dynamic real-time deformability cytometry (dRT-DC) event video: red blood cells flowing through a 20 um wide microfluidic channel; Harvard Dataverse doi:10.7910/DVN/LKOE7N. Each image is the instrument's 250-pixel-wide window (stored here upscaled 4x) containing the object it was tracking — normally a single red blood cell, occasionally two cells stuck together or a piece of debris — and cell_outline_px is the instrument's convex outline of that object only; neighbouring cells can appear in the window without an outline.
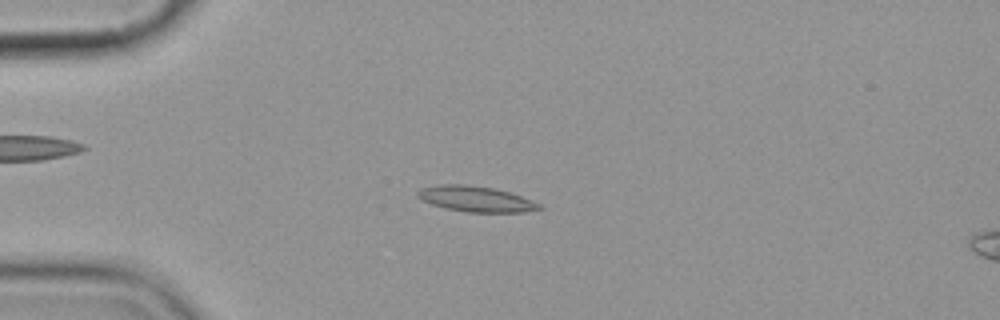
{"species": "common noctule bat (a hibernating species)", "species_latin": "Nyctalus noctula", "temperature_condition": "cold", "stored_images_in_passage": 7, "camera_frame_rate_fps": 3000, "um_per_image_px": 0.085, "animal": {"sex": "female", "body_mass_g": 19.9}, "frame": {"image": 1, "passage_image": 2, "time_ms": 1.333, "image_size_px": [1000, 320], "cell_outline_px": [[544, 208], [524, 212], [464, 212], [444, 208], [432, 204], [416, 196], [416, 192], [420, 188], [440, 184], [464, 184], [492, 188], [508, 192], [532, 200], [540, 204]], "centroid_in_image_um": [40.42, 16.91], "position_along_channel_um": 44.6, "area_um2": 18.09}}
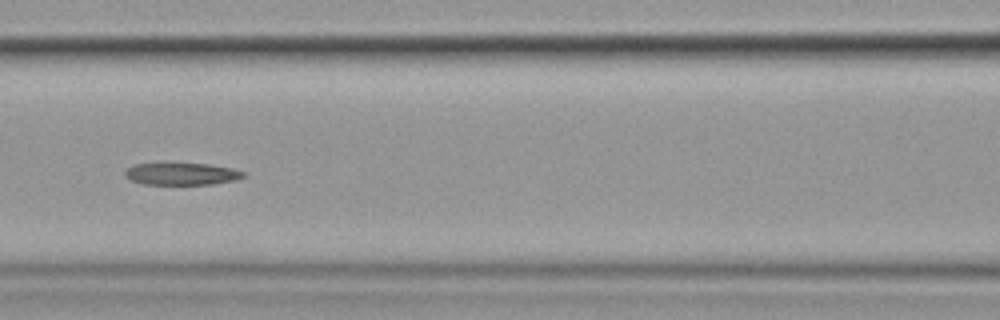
{"frame": {"image": 2, "passage_image": 5, "time_ms": 5.0, "image_size_px": [1000, 320], "cell_outline_px": [[244, 176], [236, 180], [212, 184], [144, 184], [128, 180], [124, 176], [124, 172], [132, 164], [208, 164], [232, 168], [244, 172]], "centroid_in_image_um": [15.4, 14.79], "position_along_channel_um": 151.2, "area_um2": 15.14}}
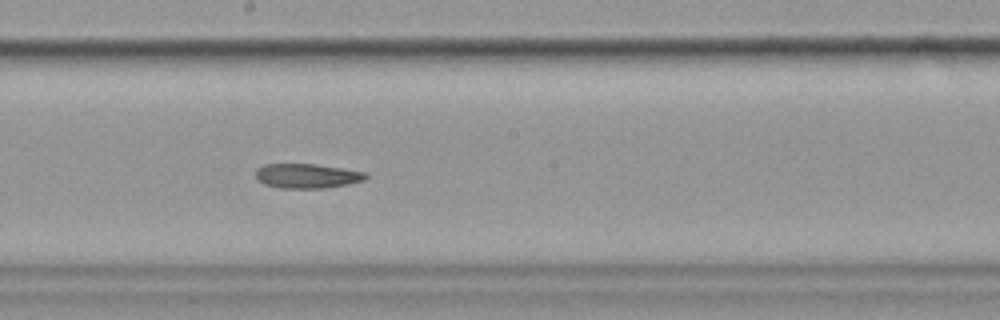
{"frame": {"image": 3, "passage_image": 7, "time_ms": 7.0, "image_size_px": [1000, 320], "cell_outline_px": [[368, 176], [364, 180], [348, 184], [324, 188], [280, 188], [264, 184], [256, 180], [256, 168], [264, 164], [316, 164], [368, 172]], "centroid_in_image_um": [26.09, 14.95], "position_along_channel_um": 222.1, "area_um2": 15.9}}